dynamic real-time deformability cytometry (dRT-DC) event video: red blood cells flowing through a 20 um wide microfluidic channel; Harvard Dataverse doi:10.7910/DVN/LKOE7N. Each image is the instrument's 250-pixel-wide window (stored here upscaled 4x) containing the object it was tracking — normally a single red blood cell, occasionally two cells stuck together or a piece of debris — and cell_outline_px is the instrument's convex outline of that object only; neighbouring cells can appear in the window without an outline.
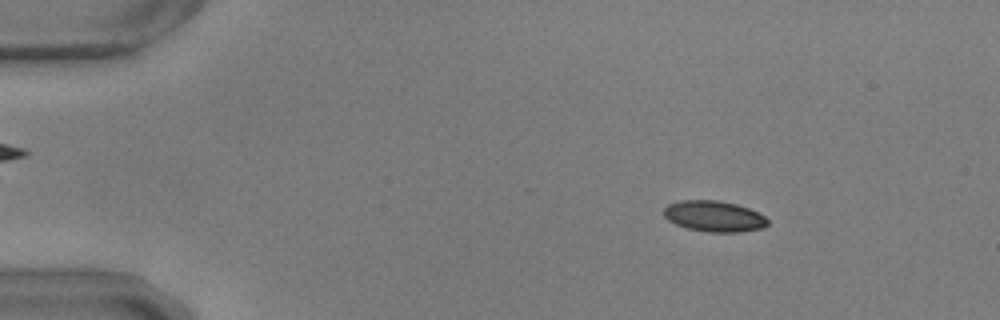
{"species": "common noctule bat (a hibernating species)", "species_latin": "Nyctalus noctula", "temperature_condition": "warm", "stored_images_in_passage": 28, "camera_frame_rate_fps": 3000, "um_per_image_px": 0.085, "animal": {"sex": "male", "body_mass_g": 17.9, "forearm_length_mm": 54.2}, "frame": {"image": 1, "passage_image": 8, "time_ms": 2.333, "image_size_px": [1000, 320], "cell_outline_px": [[768, 224], [764, 228], [740, 232], [708, 232], [688, 228], [676, 224], [668, 220], [664, 216], [664, 208], [668, 204], [680, 200], [716, 200], [736, 204], [748, 208], [764, 216], [768, 220]], "centroid_in_image_um": [60.69, 18.38], "position_along_channel_um": 24.3, "area_um2": 18.67}}
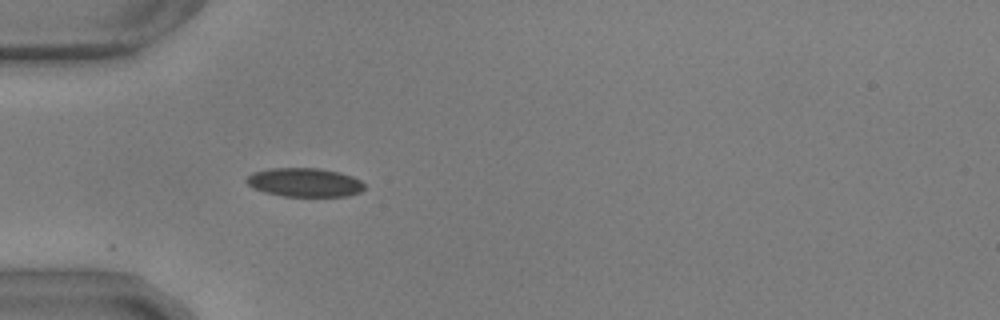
{"frame": {"image": 2, "passage_image": 17, "time_ms": 5.333, "image_size_px": [1000, 320], "cell_outline_px": [[364, 188], [360, 192], [348, 196], [284, 196], [264, 192], [248, 184], [244, 180], [252, 172], [272, 168], [320, 168], [340, 172], [352, 176], [360, 180], [364, 184]], "centroid_in_image_um": [25.9, 15.5], "position_along_channel_um": 59.1, "area_um2": 19.77}}
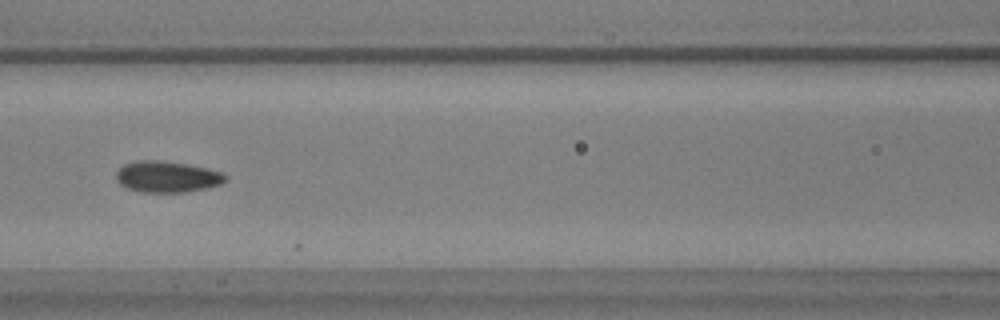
{"frame": {"image": 3, "passage_image": 25, "time_ms": 8.0, "image_size_px": [1000, 320], "cell_outline_px": [[228, 176], [220, 184], [208, 188], [184, 192], [140, 192], [128, 188], [120, 184], [116, 180], [116, 172], [124, 164], [136, 160], [156, 160], [184, 164], [224, 172]], "centroid_in_image_um": [14.18, 15.03], "position_along_channel_um": 152.4, "area_um2": 19.77}}